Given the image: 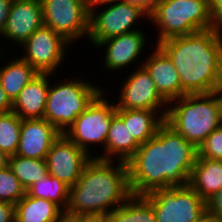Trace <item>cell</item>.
<instances>
[{"label":"cell","instance_id":"34","mask_svg":"<svg viewBox=\"0 0 222 222\" xmlns=\"http://www.w3.org/2000/svg\"><path fill=\"white\" fill-rule=\"evenodd\" d=\"M122 2L136 5L144 10L148 15L152 13L155 7V0H120Z\"/></svg>","mask_w":222,"mask_h":222},{"label":"cell","instance_id":"18","mask_svg":"<svg viewBox=\"0 0 222 222\" xmlns=\"http://www.w3.org/2000/svg\"><path fill=\"white\" fill-rule=\"evenodd\" d=\"M51 75L39 73L20 91L12 103V111L21 119L44 118Z\"/></svg>","mask_w":222,"mask_h":222},{"label":"cell","instance_id":"25","mask_svg":"<svg viewBox=\"0 0 222 222\" xmlns=\"http://www.w3.org/2000/svg\"><path fill=\"white\" fill-rule=\"evenodd\" d=\"M9 167L27 191L31 185L48 174L45 159H33L18 155L9 158Z\"/></svg>","mask_w":222,"mask_h":222},{"label":"cell","instance_id":"24","mask_svg":"<svg viewBox=\"0 0 222 222\" xmlns=\"http://www.w3.org/2000/svg\"><path fill=\"white\" fill-rule=\"evenodd\" d=\"M102 219L103 222H156V214L144 196L132 195Z\"/></svg>","mask_w":222,"mask_h":222},{"label":"cell","instance_id":"35","mask_svg":"<svg viewBox=\"0 0 222 222\" xmlns=\"http://www.w3.org/2000/svg\"><path fill=\"white\" fill-rule=\"evenodd\" d=\"M12 111V102L4 92L0 82V113H8Z\"/></svg>","mask_w":222,"mask_h":222},{"label":"cell","instance_id":"33","mask_svg":"<svg viewBox=\"0 0 222 222\" xmlns=\"http://www.w3.org/2000/svg\"><path fill=\"white\" fill-rule=\"evenodd\" d=\"M12 3L13 0H0V35L6 26Z\"/></svg>","mask_w":222,"mask_h":222},{"label":"cell","instance_id":"19","mask_svg":"<svg viewBox=\"0 0 222 222\" xmlns=\"http://www.w3.org/2000/svg\"><path fill=\"white\" fill-rule=\"evenodd\" d=\"M65 218V211L53 201L27 193L15 204L17 222H62Z\"/></svg>","mask_w":222,"mask_h":222},{"label":"cell","instance_id":"23","mask_svg":"<svg viewBox=\"0 0 222 222\" xmlns=\"http://www.w3.org/2000/svg\"><path fill=\"white\" fill-rule=\"evenodd\" d=\"M39 73L21 57L13 58L0 67V82L7 97L13 103L20 91Z\"/></svg>","mask_w":222,"mask_h":222},{"label":"cell","instance_id":"13","mask_svg":"<svg viewBox=\"0 0 222 222\" xmlns=\"http://www.w3.org/2000/svg\"><path fill=\"white\" fill-rule=\"evenodd\" d=\"M91 158L92 156L61 134L50 147L45 161L48 174L71 187L76 184Z\"/></svg>","mask_w":222,"mask_h":222},{"label":"cell","instance_id":"7","mask_svg":"<svg viewBox=\"0 0 222 222\" xmlns=\"http://www.w3.org/2000/svg\"><path fill=\"white\" fill-rule=\"evenodd\" d=\"M104 92L103 90L86 110L76 118L64 135L90 156L105 160L106 138L112 118L116 114V107L112 101L109 103L104 96V94L106 95ZM90 144L103 145L104 153L93 156Z\"/></svg>","mask_w":222,"mask_h":222},{"label":"cell","instance_id":"1","mask_svg":"<svg viewBox=\"0 0 222 222\" xmlns=\"http://www.w3.org/2000/svg\"><path fill=\"white\" fill-rule=\"evenodd\" d=\"M197 156L198 149L164 122L126 162L132 195L187 186Z\"/></svg>","mask_w":222,"mask_h":222},{"label":"cell","instance_id":"39","mask_svg":"<svg viewBox=\"0 0 222 222\" xmlns=\"http://www.w3.org/2000/svg\"><path fill=\"white\" fill-rule=\"evenodd\" d=\"M199 222H219V221L215 220L213 217L209 215H206Z\"/></svg>","mask_w":222,"mask_h":222},{"label":"cell","instance_id":"27","mask_svg":"<svg viewBox=\"0 0 222 222\" xmlns=\"http://www.w3.org/2000/svg\"><path fill=\"white\" fill-rule=\"evenodd\" d=\"M22 119L13 111L0 113V151L15 155L19 146Z\"/></svg>","mask_w":222,"mask_h":222},{"label":"cell","instance_id":"4","mask_svg":"<svg viewBox=\"0 0 222 222\" xmlns=\"http://www.w3.org/2000/svg\"><path fill=\"white\" fill-rule=\"evenodd\" d=\"M165 122L198 149L222 124V90L186 94L171 101Z\"/></svg>","mask_w":222,"mask_h":222},{"label":"cell","instance_id":"29","mask_svg":"<svg viewBox=\"0 0 222 222\" xmlns=\"http://www.w3.org/2000/svg\"><path fill=\"white\" fill-rule=\"evenodd\" d=\"M197 158L222 160V124L198 147Z\"/></svg>","mask_w":222,"mask_h":222},{"label":"cell","instance_id":"11","mask_svg":"<svg viewBox=\"0 0 222 222\" xmlns=\"http://www.w3.org/2000/svg\"><path fill=\"white\" fill-rule=\"evenodd\" d=\"M68 45L72 46L61 35L43 25L20 45L25 50L21 58L38 73L54 74L66 56Z\"/></svg>","mask_w":222,"mask_h":222},{"label":"cell","instance_id":"15","mask_svg":"<svg viewBox=\"0 0 222 222\" xmlns=\"http://www.w3.org/2000/svg\"><path fill=\"white\" fill-rule=\"evenodd\" d=\"M61 133L43 119H22L20 140L15 155L45 159L52 144Z\"/></svg>","mask_w":222,"mask_h":222},{"label":"cell","instance_id":"21","mask_svg":"<svg viewBox=\"0 0 222 222\" xmlns=\"http://www.w3.org/2000/svg\"><path fill=\"white\" fill-rule=\"evenodd\" d=\"M189 185L204 201L210 199L222 186V160L197 158Z\"/></svg>","mask_w":222,"mask_h":222},{"label":"cell","instance_id":"38","mask_svg":"<svg viewBox=\"0 0 222 222\" xmlns=\"http://www.w3.org/2000/svg\"><path fill=\"white\" fill-rule=\"evenodd\" d=\"M74 222H103L102 217L74 218Z\"/></svg>","mask_w":222,"mask_h":222},{"label":"cell","instance_id":"17","mask_svg":"<svg viewBox=\"0 0 222 222\" xmlns=\"http://www.w3.org/2000/svg\"><path fill=\"white\" fill-rule=\"evenodd\" d=\"M153 49L149 57L141 61V66L150 73L157 91L169 104L181 97L179 75L168 56L157 45Z\"/></svg>","mask_w":222,"mask_h":222},{"label":"cell","instance_id":"31","mask_svg":"<svg viewBox=\"0 0 222 222\" xmlns=\"http://www.w3.org/2000/svg\"><path fill=\"white\" fill-rule=\"evenodd\" d=\"M209 7L215 27L222 33V0H209Z\"/></svg>","mask_w":222,"mask_h":222},{"label":"cell","instance_id":"26","mask_svg":"<svg viewBox=\"0 0 222 222\" xmlns=\"http://www.w3.org/2000/svg\"><path fill=\"white\" fill-rule=\"evenodd\" d=\"M26 193L31 197L53 201L64 211L67 209L69 202V186L49 174L43 179L34 182Z\"/></svg>","mask_w":222,"mask_h":222},{"label":"cell","instance_id":"3","mask_svg":"<svg viewBox=\"0 0 222 222\" xmlns=\"http://www.w3.org/2000/svg\"><path fill=\"white\" fill-rule=\"evenodd\" d=\"M92 157L75 185L69 187L65 217H103L131 196L127 163Z\"/></svg>","mask_w":222,"mask_h":222},{"label":"cell","instance_id":"32","mask_svg":"<svg viewBox=\"0 0 222 222\" xmlns=\"http://www.w3.org/2000/svg\"><path fill=\"white\" fill-rule=\"evenodd\" d=\"M15 221V204L0 202V222Z\"/></svg>","mask_w":222,"mask_h":222},{"label":"cell","instance_id":"12","mask_svg":"<svg viewBox=\"0 0 222 222\" xmlns=\"http://www.w3.org/2000/svg\"><path fill=\"white\" fill-rule=\"evenodd\" d=\"M136 68L120 87L119 100L115 104L116 110L148 109L167 112L168 103L157 91L150 73L144 66Z\"/></svg>","mask_w":222,"mask_h":222},{"label":"cell","instance_id":"6","mask_svg":"<svg viewBox=\"0 0 222 222\" xmlns=\"http://www.w3.org/2000/svg\"><path fill=\"white\" fill-rule=\"evenodd\" d=\"M65 79L49 86L44 119L64 134L76 118L103 91L100 86L80 79Z\"/></svg>","mask_w":222,"mask_h":222},{"label":"cell","instance_id":"37","mask_svg":"<svg viewBox=\"0 0 222 222\" xmlns=\"http://www.w3.org/2000/svg\"><path fill=\"white\" fill-rule=\"evenodd\" d=\"M9 158L10 156L7 153L0 151V169H4L9 166Z\"/></svg>","mask_w":222,"mask_h":222},{"label":"cell","instance_id":"22","mask_svg":"<svg viewBox=\"0 0 222 222\" xmlns=\"http://www.w3.org/2000/svg\"><path fill=\"white\" fill-rule=\"evenodd\" d=\"M139 147L140 144L130 135L123 119L116 113L112 118L106 138L105 160L117 159V161L127 162Z\"/></svg>","mask_w":222,"mask_h":222},{"label":"cell","instance_id":"30","mask_svg":"<svg viewBox=\"0 0 222 222\" xmlns=\"http://www.w3.org/2000/svg\"><path fill=\"white\" fill-rule=\"evenodd\" d=\"M207 215L222 222V186L216 194L206 201Z\"/></svg>","mask_w":222,"mask_h":222},{"label":"cell","instance_id":"36","mask_svg":"<svg viewBox=\"0 0 222 222\" xmlns=\"http://www.w3.org/2000/svg\"><path fill=\"white\" fill-rule=\"evenodd\" d=\"M117 0H85V3L87 4L88 8L91 9L94 6H98L104 3L114 2Z\"/></svg>","mask_w":222,"mask_h":222},{"label":"cell","instance_id":"20","mask_svg":"<svg viewBox=\"0 0 222 222\" xmlns=\"http://www.w3.org/2000/svg\"><path fill=\"white\" fill-rule=\"evenodd\" d=\"M128 127L130 135L141 145L154 137L165 122L167 112L140 110H116ZM160 113V114H159Z\"/></svg>","mask_w":222,"mask_h":222},{"label":"cell","instance_id":"5","mask_svg":"<svg viewBox=\"0 0 222 222\" xmlns=\"http://www.w3.org/2000/svg\"><path fill=\"white\" fill-rule=\"evenodd\" d=\"M149 20L159 31L156 45L170 38L215 27L209 0H155Z\"/></svg>","mask_w":222,"mask_h":222},{"label":"cell","instance_id":"40","mask_svg":"<svg viewBox=\"0 0 222 222\" xmlns=\"http://www.w3.org/2000/svg\"><path fill=\"white\" fill-rule=\"evenodd\" d=\"M62 222H74V217H66Z\"/></svg>","mask_w":222,"mask_h":222},{"label":"cell","instance_id":"16","mask_svg":"<svg viewBox=\"0 0 222 222\" xmlns=\"http://www.w3.org/2000/svg\"><path fill=\"white\" fill-rule=\"evenodd\" d=\"M144 32L136 29L119 36L108 38L100 42L96 47H105L104 66L106 70L121 71L126 66L135 63L138 56L143 53L145 42Z\"/></svg>","mask_w":222,"mask_h":222},{"label":"cell","instance_id":"2","mask_svg":"<svg viewBox=\"0 0 222 222\" xmlns=\"http://www.w3.org/2000/svg\"><path fill=\"white\" fill-rule=\"evenodd\" d=\"M176 68L181 97L222 90V33L216 27L159 42Z\"/></svg>","mask_w":222,"mask_h":222},{"label":"cell","instance_id":"14","mask_svg":"<svg viewBox=\"0 0 222 222\" xmlns=\"http://www.w3.org/2000/svg\"><path fill=\"white\" fill-rule=\"evenodd\" d=\"M44 25L40 0H13L2 36L22 45Z\"/></svg>","mask_w":222,"mask_h":222},{"label":"cell","instance_id":"28","mask_svg":"<svg viewBox=\"0 0 222 222\" xmlns=\"http://www.w3.org/2000/svg\"><path fill=\"white\" fill-rule=\"evenodd\" d=\"M26 194L19 179L8 166L0 169V202L16 204Z\"/></svg>","mask_w":222,"mask_h":222},{"label":"cell","instance_id":"8","mask_svg":"<svg viewBox=\"0 0 222 222\" xmlns=\"http://www.w3.org/2000/svg\"><path fill=\"white\" fill-rule=\"evenodd\" d=\"M144 197L153 207L156 222H199L207 215L206 201L189 184L159 189Z\"/></svg>","mask_w":222,"mask_h":222},{"label":"cell","instance_id":"9","mask_svg":"<svg viewBox=\"0 0 222 222\" xmlns=\"http://www.w3.org/2000/svg\"><path fill=\"white\" fill-rule=\"evenodd\" d=\"M102 5H106V7L103 6V10L100 11L99 9V12H97V8ZM97 8L94 6L90 9L87 39L93 44L92 46H97L108 38L135 31L133 25L141 17L149 20V15L140 7L120 0L101 4Z\"/></svg>","mask_w":222,"mask_h":222},{"label":"cell","instance_id":"10","mask_svg":"<svg viewBox=\"0 0 222 222\" xmlns=\"http://www.w3.org/2000/svg\"><path fill=\"white\" fill-rule=\"evenodd\" d=\"M44 25L70 44L89 34L90 9L85 0H40ZM72 42V43H71Z\"/></svg>","mask_w":222,"mask_h":222}]
</instances>
